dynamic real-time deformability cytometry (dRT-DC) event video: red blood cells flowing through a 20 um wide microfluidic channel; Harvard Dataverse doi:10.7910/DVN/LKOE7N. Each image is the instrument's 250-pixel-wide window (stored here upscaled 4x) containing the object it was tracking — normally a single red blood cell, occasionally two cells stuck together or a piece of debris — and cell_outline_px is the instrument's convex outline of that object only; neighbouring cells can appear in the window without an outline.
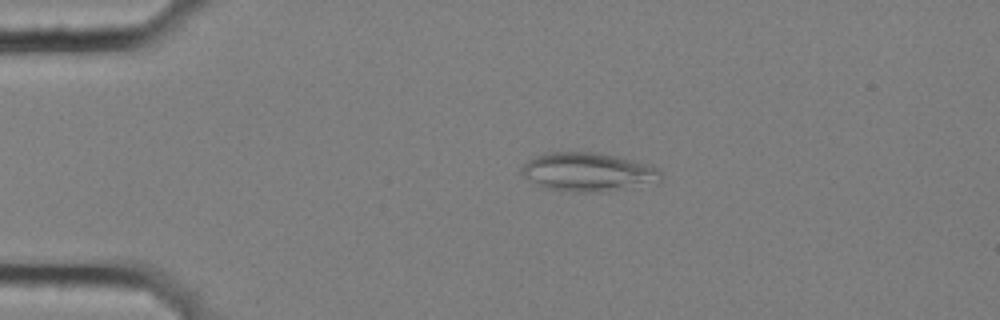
{"species": "common noctule bat (a hibernating species)", "species_latin": "Nyctalus noctula", "temperature_condition": "cold", "stored_images_in_passage": 4, "camera_frame_rate_fps": 3000, "um_per_image_px": 0.085, "animal": {"sex": "female", "body_mass_g": 25.1}, "frame": {"image": 1, "passage_image": 1, "time_ms": 0.0, "image_size_px": [1000, 320], "cell_outline_px": [[664, 176], [660, 184], [608, 192], [568, 192], [544, 188], [532, 184], [520, 172], [520, 168], [528, 160], [544, 152], [596, 152], [652, 164]], "centroid_in_image_um": [50.04, 14.65], "position_along_channel_um": 35.0, "area_um2": 32.54}}